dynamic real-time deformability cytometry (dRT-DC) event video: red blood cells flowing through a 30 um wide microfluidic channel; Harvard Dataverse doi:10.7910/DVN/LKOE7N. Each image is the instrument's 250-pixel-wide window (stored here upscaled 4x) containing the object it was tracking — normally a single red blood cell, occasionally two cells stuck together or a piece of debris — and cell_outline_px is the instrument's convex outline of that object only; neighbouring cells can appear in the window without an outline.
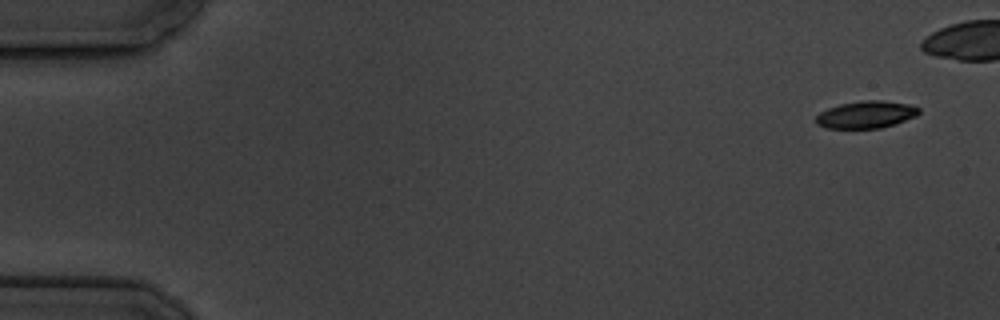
{"species": "common noctule bat (a hibernating species)", "species_latin": "Nyctalus noctula", "temperature_condition": "cold", "stored_images_in_passage": 5, "camera_frame_rate_fps": 3000, "um_per_image_px": 0.085, "animal": {"sex": "male", "body_mass_g": 19.5, "forearm_length_mm": 54.6}, "frame": {"image": 1, "passage_image": 1, "time_ms": 0.0, "image_size_px": [1000, 320], "cell_outline_px": [[920, 112], [916, 116], [896, 124], [880, 128], [824, 128], [816, 124], [816, 116], [820, 112], [828, 108], [840, 104], [860, 100], [880, 100], [908, 104], [920, 108]], "centroid_in_image_um": [73.61, 9.74], "position_along_channel_um": 11.4, "area_um2": 16.42}}